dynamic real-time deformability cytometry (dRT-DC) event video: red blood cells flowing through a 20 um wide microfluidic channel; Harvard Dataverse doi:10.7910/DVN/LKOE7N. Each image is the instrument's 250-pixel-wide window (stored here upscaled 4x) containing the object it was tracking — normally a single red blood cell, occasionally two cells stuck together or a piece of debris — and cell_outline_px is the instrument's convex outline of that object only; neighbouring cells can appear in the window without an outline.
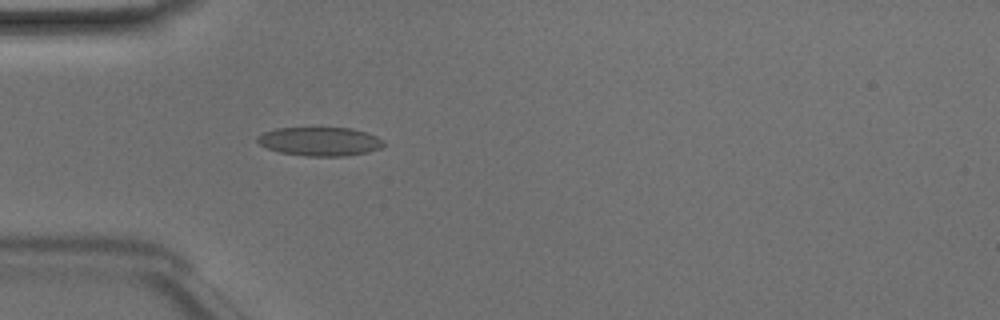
{"species": "Egyptian fruit bat (a non-hibernating species)", "species_latin": "Rousettus aegyptiacus", "temperature_condition": "room temperature", "stored_images_in_passage": 44, "camera_frame_rate_fps": 3000, "um_per_image_px": 0.085, "animal": {"sex": "male"}, "frame": {"image": 1, "passage_image": 10, "time_ms": 3.0, "image_size_px": [1000, 320], "cell_outline_px": [[384, 144], [380, 148], [368, 152], [344, 156], [308, 156], [280, 152], [268, 148], [260, 144], [256, 140], [256, 136], [264, 132], [276, 128], [352, 128], [376, 136], [384, 140]], "centroid_in_image_um": [27.18, 12.02], "position_along_channel_um": 57.8, "area_um2": 21.04}}
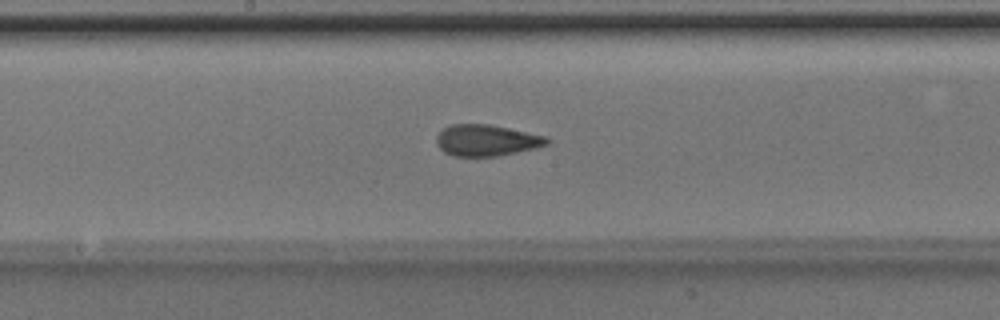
{"frame": {"image": 2, "passage_image": 21, "time_ms": 6.667, "image_size_px": [1000, 320], "cell_outline_px": [[552, 140], [548, 144], [536, 148], [496, 156], [452, 156], [444, 152], [436, 144], [436, 136], [444, 128], [452, 124], [488, 124], [548, 136]], "centroid_in_image_um": [41.37, 11.93], "position_along_channel_um": 206.8, "area_um2": 20.23}}
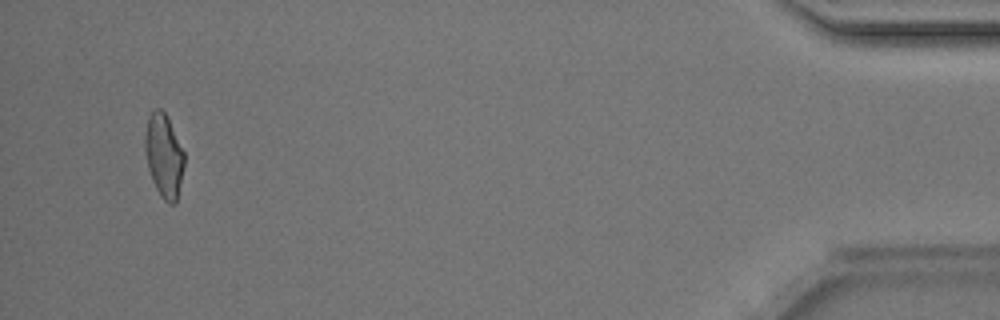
{"frame": {"image": 3, "passage_image": 42, "time_ms": 13.667, "image_size_px": [1000, 320], "cell_outline_px": [[184, 164], [176, 204], [168, 204], [160, 196], [152, 180], [148, 168], [144, 144], [144, 136], [148, 116], [156, 108], [160, 108], [164, 112], [184, 152]], "centroid_in_image_um": [13.91, 13.26], "position_along_channel_um": 421.3, "area_um2": 18.9}, "authors_computed_cell_mechanics": {"area_um2": 20.0566, "velocity_mm_per_s": 4.1769, "shape_relaxation_time_tau1_ms": 5.125, "shape_relaxation_time_tau2_ms": 1.1946, "deformation_change_tau1": 0.1395, "deformation_change_tau2": 0.0737}}